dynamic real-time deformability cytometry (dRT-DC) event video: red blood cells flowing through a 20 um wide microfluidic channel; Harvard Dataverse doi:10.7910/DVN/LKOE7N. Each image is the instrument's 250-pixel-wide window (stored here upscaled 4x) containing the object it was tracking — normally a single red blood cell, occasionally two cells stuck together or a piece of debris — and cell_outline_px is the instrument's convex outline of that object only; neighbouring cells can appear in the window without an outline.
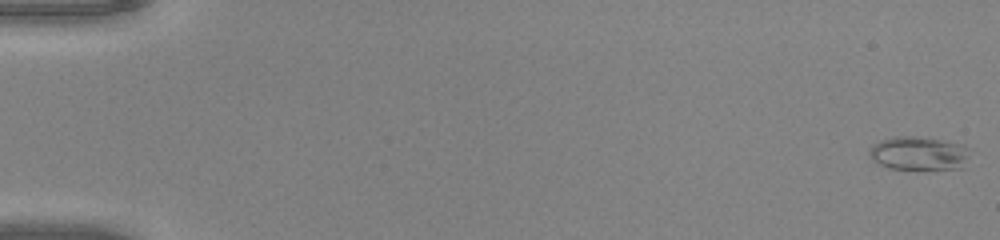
{"species": "common noctule bat (a hibernating species)", "species_latin": "Nyctalus noctula", "temperature_condition": "warm", "stored_images_in_passage": 50, "camera_frame_rate_fps": 3000, "um_per_image_px": 0.085, "animal": {"sex": "male", "body_mass_g": 20.0, "forearm_length_mm": 53.3}, "frame": {"image": 1, "passage_image": 1, "time_ms": 0.0, "image_size_px": [1000, 240], "cell_outline_px": [[968, 156], [964, 168], [888, 168], [872, 160], [868, 152], [868, 148], [872, 144], [880, 140], [896, 136], [912, 136], [940, 140], [964, 144], [968, 148]], "centroid_in_image_um": [78.06, 13.02], "position_along_channel_um": 6.9, "area_um2": 19.54}}
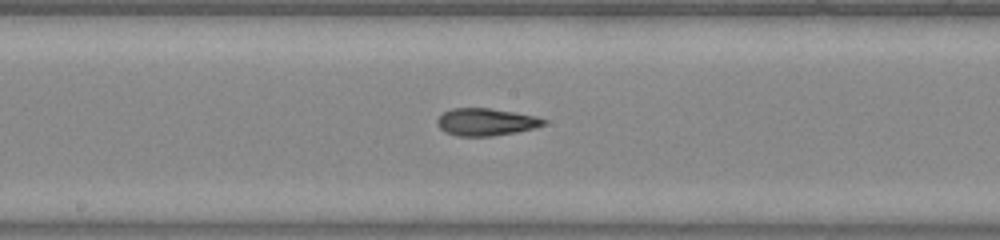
{"frame": {"image": 2, "passage_image": 28, "time_ms": 9.0, "image_size_px": [1000, 240], "cell_outline_px": [[548, 120], [544, 124], [536, 128], [516, 132], [492, 136], [456, 136], [444, 132], [436, 124], [436, 120], [444, 112], [452, 108], [488, 108], [536, 116]], "centroid_in_image_um": [41.29, 10.37], "position_along_channel_um": 206.9, "area_um2": 16.99}}
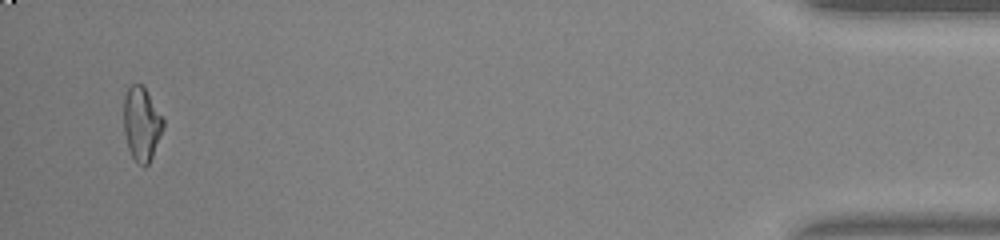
{"frame": {"image": 3, "passage_image": 49, "time_ms": 16.0, "image_size_px": [1000, 240], "cell_outline_px": [[164, 128], [152, 156], [148, 164], [144, 168], [132, 156], [128, 148], [124, 132], [124, 96], [128, 88], [132, 84], [140, 84], [144, 88], [164, 120]], "centroid_in_image_um": [12.03, 10.55], "position_along_channel_um": 423.2, "area_um2": 16.7}, "authors_computed_cell_mechanics": {"area_um2": 17.3689, "velocity_mm_per_s": 4.1985, "shape_relaxation_time_tau1_ms": 9.579, "shape_relaxation_time_tau2_ms": 1.362, "deformation_change_tau1": 0.308, "deformation_change_tau2": 0.0656}}